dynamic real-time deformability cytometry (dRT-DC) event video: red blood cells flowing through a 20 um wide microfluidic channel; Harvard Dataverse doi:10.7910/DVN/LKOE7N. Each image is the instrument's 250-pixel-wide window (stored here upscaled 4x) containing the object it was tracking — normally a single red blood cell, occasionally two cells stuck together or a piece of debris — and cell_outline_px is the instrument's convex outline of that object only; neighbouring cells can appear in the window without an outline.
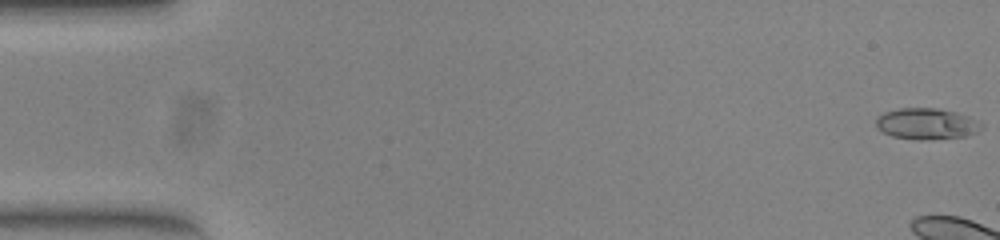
{"species": "common noctule bat (a hibernating species)", "species_latin": "Nyctalus noctula", "temperature_condition": "warm", "stored_images_in_passage": 7, "camera_frame_rate_fps": 3000, "um_per_image_px": 0.085, "animal": {"sex": "female", "body_mass_g": 23.0, "forearm_length_mm": 53.4}, "frame": {"image": 1, "passage_image": 1, "time_ms": 0.0, "image_size_px": [1000, 240], "cell_outline_px": [[984, 128], [968, 136], [924, 140], [916, 140], [892, 136], [876, 128], [876, 116], [884, 112], [900, 108], [936, 108], [956, 112], [968, 116], [984, 124]], "centroid_in_image_um": [78.76, 10.52], "position_along_channel_um": 6.2, "area_um2": 19.36}}